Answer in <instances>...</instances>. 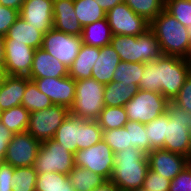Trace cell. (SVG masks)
<instances>
[{
  "label": "cell",
  "mask_w": 191,
  "mask_h": 191,
  "mask_svg": "<svg viewBox=\"0 0 191 191\" xmlns=\"http://www.w3.org/2000/svg\"><path fill=\"white\" fill-rule=\"evenodd\" d=\"M114 165L110 176L120 191L142 187L149 170L147 154L135 147L114 153Z\"/></svg>",
  "instance_id": "cell-1"
},
{
  "label": "cell",
  "mask_w": 191,
  "mask_h": 191,
  "mask_svg": "<svg viewBox=\"0 0 191 191\" xmlns=\"http://www.w3.org/2000/svg\"><path fill=\"white\" fill-rule=\"evenodd\" d=\"M150 29L155 34L163 55L181 58L187 55L191 45L188 29L165 9L150 22Z\"/></svg>",
  "instance_id": "cell-2"
},
{
  "label": "cell",
  "mask_w": 191,
  "mask_h": 191,
  "mask_svg": "<svg viewBox=\"0 0 191 191\" xmlns=\"http://www.w3.org/2000/svg\"><path fill=\"white\" fill-rule=\"evenodd\" d=\"M110 45L120 60L128 63L152 62L163 55L160 44L150 28L137 36L112 35Z\"/></svg>",
  "instance_id": "cell-3"
},
{
  "label": "cell",
  "mask_w": 191,
  "mask_h": 191,
  "mask_svg": "<svg viewBox=\"0 0 191 191\" xmlns=\"http://www.w3.org/2000/svg\"><path fill=\"white\" fill-rule=\"evenodd\" d=\"M163 149L190 158L191 113L176 107L172 102L166 112V135Z\"/></svg>",
  "instance_id": "cell-4"
},
{
  "label": "cell",
  "mask_w": 191,
  "mask_h": 191,
  "mask_svg": "<svg viewBox=\"0 0 191 191\" xmlns=\"http://www.w3.org/2000/svg\"><path fill=\"white\" fill-rule=\"evenodd\" d=\"M104 87L105 85L93 78L76 81L70 114L85 120H97L104 109Z\"/></svg>",
  "instance_id": "cell-5"
},
{
  "label": "cell",
  "mask_w": 191,
  "mask_h": 191,
  "mask_svg": "<svg viewBox=\"0 0 191 191\" xmlns=\"http://www.w3.org/2000/svg\"><path fill=\"white\" fill-rule=\"evenodd\" d=\"M159 93L170 102L178 95L191 73L184 58L162 55L158 58Z\"/></svg>",
  "instance_id": "cell-6"
},
{
  "label": "cell",
  "mask_w": 191,
  "mask_h": 191,
  "mask_svg": "<svg viewBox=\"0 0 191 191\" xmlns=\"http://www.w3.org/2000/svg\"><path fill=\"white\" fill-rule=\"evenodd\" d=\"M170 101L161 93L139 89L124 106L128 121L147 124L167 112Z\"/></svg>",
  "instance_id": "cell-7"
},
{
  "label": "cell",
  "mask_w": 191,
  "mask_h": 191,
  "mask_svg": "<svg viewBox=\"0 0 191 191\" xmlns=\"http://www.w3.org/2000/svg\"><path fill=\"white\" fill-rule=\"evenodd\" d=\"M33 167L37 173L57 172L68 175L74 168V154L50 139L40 144Z\"/></svg>",
  "instance_id": "cell-8"
},
{
  "label": "cell",
  "mask_w": 191,
  "mask_h": 191,
  "mask_svg": "<svg viewBox=\"0 0 191 191\" xmlns=\"http://www.w3.org/2000/svg\"><path fill=\"white\" fill-rule=\"evenodd\" d=\"M69 109L62 105L30 113L27 132L40 143L53 139L55 132L69 114Z\"/></svg>",
  "instance_id": "cell-9"
},
{
  "label": "cell",
  "mask_w": 191,
  "mask_h": 191,
  "mask_svg": "<svg viewBox=\"0 0 191 191\" xmlns=\"http://www.w3.org/2000/svg\"><path fill=\"white\" fill-rule=\"evenodd\" d=\"M114 162V152L103 139L89 148L74 153V166L100 174L106 180H110Z\"/></svg>",
  "instance_id": "cell-10"
},
{
  "label": "cell",
  "mask_w": 191,
  "mask_h": 191,
  "mask_svg": "<svg viewBox=\"0 0 191 191\" xmlns=\"http://www.w3.org/2000/svg\"><path fill=\"white\" fill-rule=\"evenodd\" d=\"M82 44L81 36L66 34L53 28L44 34L41 48L69 68Z\"/></svg>",
  "instance_id": "cell-11"
},
{
  "label": "cell",
  "mask_w": 191,
  "mask_h": 191,
  "mask_svg": "<svg viewBox=\"0 0 191 191\" xmlns=\"http://www.w3.org/2000/svg\"><path fill=\"white\" fill-rule=\"evenodd\" d=\"M112 35L137 36L150 28V23L134 13L125 2L106 13Z\"/></svg>",
  "instance_id": "cell-12"
},
{
  "label": "cell",
  "mask_w": 191,
  "mask_h": 191,
  "mask_svg": "<svg viewBox=\"0 0 191 191\" xmlns=\"http://www.w3.org/2000/svg\"><path fill=\"white\" fill-rule=\"evenodd\" d=\"M40 144L27 131L14 134L8 144L3 161L15 168L33 166Z\"/></svg>",
  "instance_id": "cell-13"
},
{
  "label": "cell",
  "mask_w": 191,
  "mask_h": 191,
  "mask_svg": "<svg viewBox=\"0 0 191 191\" xmlns=\"http://www.w3.org/2000/svg\"><path fill=\"white\" fill-rule=\"evenodd\" d=\"M35 82L38 89L47 95L54 105H62L71 108L74 98L76 81L69 75L60 78L30 79Z\"/></svg>",
  "instance_id": "cell-14"
},
{
  "label": "cell",
  "mask_w": 191,
  "mask_h": 191,
  "mask_svg": "<svg viewBox=\"0 0 191 191\" xmlns=\"http://www.w3.org/2000/svg\"><path fill=\"white\" fill-rule=\"evenodd\" d=\"M4 66L9 76H29L35 49L20 42H4Z\"/></svg>",
  "instance_id": "cell-15"
},
{
  "label": "cell",
  "mask_w": 191,
  "mask_h": 191,
  "mask_svg": "<svg viewBox=\"0 0 191 191\" xmlns=\"http://www.w3.org/2000/svg\"><path fill=\"white\" fill-rule=\"evenodd\" d=\"M54 0H25L19 16L43 34L53 29Z\"/></svg>",
  "instance_id": "cell-16"
},
{
  "label": "cell",
  "mask_w": 191,
  "mask_h": 191,
  "mask_svg": "<svg viewBox=\"0 0 191 191\" xmlns=\"http://www.w3.org/2000/svg\"><path fill=\"white\" fill-rule=\"evenodd\" d=\"M149 169L166 177L169 180L174 179L186 167L189 158L172 153L165 149H154L147 154Z\"/></svg>",
  "instance_id": "cell-17"
},
{
  "label": "cell",
  "mask_w": 191,
  "mask_h": 191,
  "mask_svg": "<svg viewBox=\"0 0 191 191\" xmlns=\"http://www.w3.org/2000/svg\"><path fill=\"white\" fill-rule=\"evenodd\" d=\"M69 75V68L41 47L35 49L29 79L60 78Z\"/></svg>",
  "instance_id": "cell-18"
},
{
  "label": "cell",
  "mask_w": 191,
  "mask_h": 191,
  "mask_svg": "<svg viewBox=\"0 0 191 191\" xmlns=\"http://www.w3.org/2000/svg\"><path fill=\"white\" fill-rule=\"evenodd\" d=\"M53 28L66 34L81 36L83 27L76 17L73 0H54Z\"/></svg>",
  "instance_id": "cell-19"
},
{
  "label": "cell",
  "mask_w": 191,
  "mask_h": 191,
  "mask_svg": "<svg viewBox=\"0 0 191 191\" xmlns=\"http://www.w3.org/2000/svg\"><path fill=\"white\" fill-rule=\"evenodd\" d=\"M26 89V76H9L0 83V109L8 110L21 105Z\"/></svg>",
  "instance_id": "cell-20"
},
{
  "label": "cell",
  "mask_w": 191,
  "mask_h": 191,
  "mask_svg": "<svg viewBox=\"0 0 191 191\" xmlns=\"http://www.w3.org/2000/svg\"><path fill=\"white\" fill-rule=\"evenodd\" d=\"M120 62L119 55L110 44L101 47L98 60L92 69V78L103 85L111 83Z\"/></svg>",
  "instance_id": "cell-21"
},
{
  "label": "cell",
  "mask_w": 191,
  "mask_h": 191,
  "mask_svg": "<svg viewBox=\"0 0 191 191\" xmlns=\"http://www.w3.org/2000/svg\"><path fill=\"white\" fill-rule=\"evenodd\" d=\"M43 36L44 34L41 31L29 25L19 16L9 28L4 37V42H20L34 49H38L42 46Z\"/></svg>",
  "instance_id": "cell-22"
},
{
  "label": "cell",
  "mask_w": 191,
  "mask_h": 191,
  "mask_svg": "<svg viewBox=\"0 0 191 191\" xmlns=\"http://www.w3.org/2000/svg\"><path fill=\"white\" fill-rule=\"evenodd\" d=\"M99 54V47L82 44L76 59L69 67V76L75 81L92 78V69Z\"/></svg>",
  "instance_id": "cell-23"
},
{
  "label": "cell",
  "mask_w": 191,
  "mask_h": 191,
  "mask_svg": "<svg viewBox=\"0 0 191 191\" xmlns=\"http://www.w3.org/2000/svg\"><path fill=\"white\" fill-rule=\"evenodd\" d=\"M84 120L69 113L55 132L53 139L74 154L80 150V124Z\"/></svg>",
  "instance_id": "cell-24"
},
{
  "label": "cell",
  "mask_w": 191,
  "mask_h": 191,
  "mask_svg": "<svg viewBox=\"0 0 191 191\" xmlns=\"http://www.w3.org/2000/svg\"><path fill=\"white\" fill-rule=\"evenodd\" d=\"M139 86L136 84H124L112 81L104 87V106L124 107L137 93Z\"/></svg>",
  "instance_id": "cell-25"
},
{
  "label": "cell",
  "mask_w": 191,
  "mask_h": 191,
  "mask_svg": "<svg viewBox=\"0 0 191 191\" xmlns=\"http://www.w3.org/2000/svg\"><path fill=\"white\" fill-rule=\"evenodd\" d=\"M112 33L107 19L86 25L82 29V43L93 47H103L111 42Z\"/></svg>",
  "instance_id": "cell-26"
},
{
  "label": "cell",
  "mask_w": 191,
  "mask_h": 191,
  "mask_svg": "<svg viewBox=\"0 0 191 191\" xmlns=\"http://www.w3.org/2000/svg\"><path fill=\"white\" fill-rule=\"evenodd\" d=\"M68 179L76 191H92L106 181L100 174L78 166L70 171Z\"/></svg>",
  "instance_id": "cell-27"
},
{
  "label": "cell",
  "mask_w": 191,
  "mask_h": 191,
  "mask_svg": "<svg viewBox=\"0 0 191 191\" xmlns=\"http://www.w3.org/2000/svg\"><path fill=\"white\" fill-rule=\"evenodd\" d=\"M30 112L22 105L2 111L0 122L14 134L27 131Z\"/></svg>",
  "instance_id": "cell-28"
},
{
  "label": "cell",
  "mask_w": 191,
  "mask_h": 191,
  "mask_svg": "<svg viewBox=\"0 0 191 191\" xmlns=\"http://www.w3.org/2000/svg\"><path fill=\"white\" fill-rule=\"evenodd\" d=\"M21 105L30 113L46 109L53 105L51 99L42 93L34 81L26 76V89Z\"/></svg>",
  "instance_id": "cell-29"
},
{
  "label": "cell",
  "mask_w": 191,
  "mask_h": 191,
  "mask_svg": "<svg viewBox=\"0 0 191 191\" xmlns=\"http://www.w3.org/2000/svg\"><path fill=\"white\" fill-rule=\"evenodd\" d=\"M76 17L82 27L106 18V12L94 0H73Z\"/></svg>",
  "instance_id": "cell-30"
},
{
  "label": "cell",
  "mask_w": 191,
  "mask_h": 191,
  "mask_svg": "<svg viewBox=\"0 0 191 191\" xmlns=\"http://www.w3.org/2000/svg\"><path fill=\"white\" fill-rule=\"evenodd\" d=\"M97 121L102 130L123 128L128 122L125 107L104 106Z\"/></svg>",
  "instance_id": "cell-31"
},
{
  "label": "cell",
  "mask_w": 191,
  "mask_h": 191,
  "mask_svg": "<svg viewBox=\"0 0 191 191\" xmlns=\"http://www.w3.org/2000/svg\"><path fill=\"white\" fill-rule=\"evenodd\" d=\"M145 63H128L121 61L114 72L112 81L123 82L124 84H136L143 76Z\"/></svg>",
  "instance_id": "cell-32"
},
{
  "label": "cell",
  "mask_w": 191,
  "mask_h": 191,
  "mask_svg": "<svg viewBox=\"0 0 191 191\" xmlns=\"http://www.w3.org/2000/svg\"><path fill=\"white\" fill-rule=\"evenodd\" d=\"M127 6L149 23L164 9L163 0H124Z\"/></svg>",
  "instance_id": "cell-33"
},
{
  "label": "cell",
  "mask_w": 191,
  "mask_h": 191,
  "mask_svg": "<svg viewBox=\"0 0 191 191\" xmlns=\"http://www.w3.org/2000/svg\"><path fill=\"white\" fill-rule=\"evenodd\" d=\"M145 133H147V138L150 143V152L154 149L164 148L166 113L145 124Z\"/></svg>",
  "instance_id": "cell-34"
},
{
  "label": "cell",
  "mask_w": 191,
  "mask_h": 191,
  "mask_svg": "<svg viewBox=\"0 0 191 191\" xmlns=\"http://www.w3.org/2000/svg\"><path fill=\"white\" fill-rule=\"evenodd\" d=\"M37 176L33 166L15 168L12 191H36Z\"/></svg>",
  "instance_id": "cell-35"
},
{
  "label": "cell",
  "mask_w": 191,
  "mask_h": 191,
  "mask_svg": "<svg viewBox=\"0 0 191 191\" xmlns=\"http://www.w3.org/2000/svg\"><path fill=\"white\" fill-rule=\"evenodd\" d=\"M103 130L97 120H84L80 124V150L91 147L102 140Z\"/></svg>",
  "instance_id": "cell-36"
},
{
  "label": "cell",
  "mask_w": 191,
  "mask_h": 191,
  "mask_svg": "<svg viewBox=\"0 0 191 191\" xmlns=\"http://www.w3.org/2000/svg\"><path fill=\"white\" fill-rule=\"evenodd\" d=\"M164 9L183 26H191V0H167Z\"/></svg>",
  "instance_id": "cell-37"
},
{
  "label": "cell",
  "mask_w": 191,
  "mask_h": 191,
  "mask_svg": "<svg viewBox=\"0 0 191 191\" xmlns=\"http://www.w3.org/2000/svg\"><path fill=\"white\" fill-rule=\"evenodd\" d=\"M129 132V143L132 147L142 150L148 154L150 152V143L145 133V124L135 121H128L124 126Z\"/></svg>",
  "instance_id": "cell-38"
},
{
  "label": "cell",
  "mask_w": 191,
  "mask_h": 191,
  "mask_svg": "<svg viewBox=\"0 0 191 191\" xmlns=\"http://www.w3.org/2000/svg\"><path fill=\"white\" fill-rule=\"evenodd\" d=\"M102 139L114 153L132 147L131 143H129V132L125 127L103 130Z\"/></svg>",
  "instance_id": "cell-39"
},
{
  "label": "cell",
  "mask_w": 191,
  "mask_h": 191,
  "mask_svg": "<svg viewBox=\"0 0 191 191\" xmlns=\"http://www.w3.org/2000/svg\"><path fill=\"white\" fill-rule=\"evenodd\" d=\"M158 59L144 65L143 76L139 81V89L159 93Z\"/></svg>",
  "instance_id": "cell-40"
},
{
  "label": "cell",
  "mask_w": 191,
  "mask_h": 191,
  "mask_svg": "<svg viewBox=\"0 0 191 191\" xmlns=\"http://www.w3.org/2000/svg\"><path fill=\"white\" fill-rule=\"evenodd\" d=\"M68 175L57 172L38 173L36 181V191H56L64 186Z\"/></svg>",
  "instance_id": "cell-41"
},
{
  "label": "cell",
  "mask_w": 191,
  "mask_h": 191,
  "mask_svg": "<svg viewBox=\"0 0 191 191\" xmlns=\"http://www.w3.org/2000/svg\"><path fill=\"white\" fill-rule=\"evenodd\" d=\"M170 184L171 180L149 169L146 174L143 187L149 191H169Z\"/></svg>",
  "instance_id": "cell-42"
},
{
  "label": "cell",
  "mask_w": 191,
  "mask_h": 191,
  "mask_svg": "<svg viewBox=\"0 0 191 191\" xmlns=\"http://www.w3.org/2000/svg\"><path fill=\"white\" fill-rule=\"evenodd\" d=\"M171 102L176 107L191 113V73L185 80L178 95Z\"/></svg>",
  "instance_id": "cell-43"
},
{
  "label": "cell",
  "mask_w": 191,
  "mask_h": 191,
  "mask_svg": "<svg viewBox=\"0 0 191 191\" xmlns=\"http://www.w3.org/2000/svg\"><path fill=\"white\" fill-rule=\"evenodd\" d=\"M19 17V11L0 5V35L6 36L9 28L14 24Z\"/></svg>",
  "instance_id": "cell-44"
},
{
  "label": "cell",
  "mask_w": 191,
  "mask_h": 191,
  "mask_svg": "<svg viewBox=\"0 0 191 191\" xmlns=\"http://www.w3.org/2000/svg\"><path fill=\"white\" fill-rule=\"evenodd\" d=\"M15 172V167L9 163L2 161L0 163V191H12L13 174Z\"/></svg>",
  "instance_id": "cell-45"
},
{
  "label": "cell",
  "mask_w": 191,
  "mask_h": 191,
  "mask_svg": "<svg viewBox=\"0 0 191 191\" xmlns=\"http://www.w3.org/2000/svg\"><path fill=\"white\" fill-rule=\"evenodd\" d=\"M169 191H191V171L188 167L171 180Z\"/></svg>",
  "instance_id": "cell-46"
},
{
  "label": "cell",
  "mask_w": 191,
  "mask_h": 191,
  "mask_svg": "<svg viewBox=\"0 0 191 191\" xmlns=\"http://www.w3.org/2000/svg\"><path fill=\"white\" fill-rule=\"evenodd\" d=\"M14 133L0 122V163L3 161L9 142Z\"/></svg>",
  "instance_id": "cell-47"
},
{
  "label": "cell",
  "mask_w": 191,
  "mask_h": 191,
  "mask_svg": "<svg viewBox=\"0 0 191 191\" xmlns=\"http://www.w3.org/2000/svg\"><path fill=\"white\" fill-rule=\"evenodd\" d=\"M106 13L124 0H94Z\"/></svg>",
  "instance_id": "cell-48"
},
{
  "label": "cell",
  "mask_w": 191,
  "mask_h": 191,
  "mask_svg": "<svg viewBox=\"0 0 191 191\" xmlns=\"http://www.w3.org/2000/svg\"><path fill=\"white\" fill-rule=\"evenodd\" d=\"M25 0H0V5L20 11Z\"/></svg>",
  "instance_id": "cell-49"
},
{
  "label": "cell",
  "mask_w": 191,
  "mask_h": 191,
  "mask_svg": "<svg viewBox=\"0 0 191 191\" xmlns=\"http://www.w3.org/2000/svg\"><path fill=\"white\" fill-rule=\"evenodd\" d=\"M92 191H120V190L113 182H111L110 180H106L104 183L94 188Z\"/></svg>",
  "instance_id": "cell-50"
},
{
  "label": "cell",
  "mask_w": 191,
  "mask_h": 191,
  "mask_svg": "<svg viewBox=\"0 0 191 191\" xmlns=\"http://www.w3.org/2000/svg\"><path fill=\"white\" fill-rule=\"evenodd\" d=\"M4 36L0 35V64H4L5 59V47H4Z\"/></svg>",
  "instance_id": "cell-51"
},
{
  "label": "cell",
  "mask_w": 191,
  "mask_h": 191,
  "mask_svg": "<svg viewBox=\"0 0 191 191\" xmlns=\"http://www.w3.org/2000/svg\"><path fill=\"white\" fill-rule=\"evenodd\" d=\"M56 191H76V190L71 185L69 179H67L66 182L64 183V186H62L61 188L57 189Z\"/></svg>",
  "instance_id": "cell-52"
},
{
  "label": "cell",
  "mask_w": 191,
  "mask_h": 191,
  "mask_svg": "<svg viewBox=\"0 0 191 191\" xmlns=\"http://www.w3.org/2000/svg\"><path fill=\"white\" fill-rule=\"evenodd\" d=\"M6 76H7V74L5 71L4 64H0V83L5 79Z\"/></svg>",
  "instance_id": "cell-53"
},
{
  "label": "cell",
  "mask_w": 191,
  "mask_h": 191,
  "mask_svg": "<svg viewBox=\"0 0 191 191\" xmlns=\"http://www.w3.org/2000/svg\"><path fill=\"white\" fill-rule=\"evenodd\" d=\"M185 62L190 66L191 68V45L189 47L187 55L184 57Z\"/></svg>",
  "instance_id": "cell-54"
},
{
  "label": "cell",
  "mask_w": 191,
  "mask_h": 191,
  "mask_svg": "<svg viewBox=\"0 0 191 191\" xmlns=\"http://www.w3.org/2000/svg\"><path fill=\"white\" fill-rule=\"evenodd\" d=\"M131 191H149V190L142 186V187L136 188V189L131 190Z\"/></svg>",
  "instance_id": "cell-55"
},
{
  "label": "cell",
  "mask_w": 191,
  "mask_h": 191,
  "mask_svg": "<svg viewBox=\"0 0 191 191\" xmlns=\"http://www.w3.org/2000/svg\"><path fill=\"white\" fill-rule=\"evenodd\" d=\"M188 29V36L189 40L191 41V26L187 28Z\"/></svg>",
  "instance_id": "cell-56"
},
{
  "label": "cell",
  "mask_w": 191,
  "mask_h": 191,
  "mask_svg": "<svg viewBox=\"0 0 191 191\" xmlns=\"http://www.w3.org/2000/svg\"><path fill=\"white\" fill-rule=\"evenodd\" d=\"M187 167H188V168L190 169V171H191V158H189V160H188Z\"/></svg>",
  "instance_id": "cell-57"
}]
</instances>
